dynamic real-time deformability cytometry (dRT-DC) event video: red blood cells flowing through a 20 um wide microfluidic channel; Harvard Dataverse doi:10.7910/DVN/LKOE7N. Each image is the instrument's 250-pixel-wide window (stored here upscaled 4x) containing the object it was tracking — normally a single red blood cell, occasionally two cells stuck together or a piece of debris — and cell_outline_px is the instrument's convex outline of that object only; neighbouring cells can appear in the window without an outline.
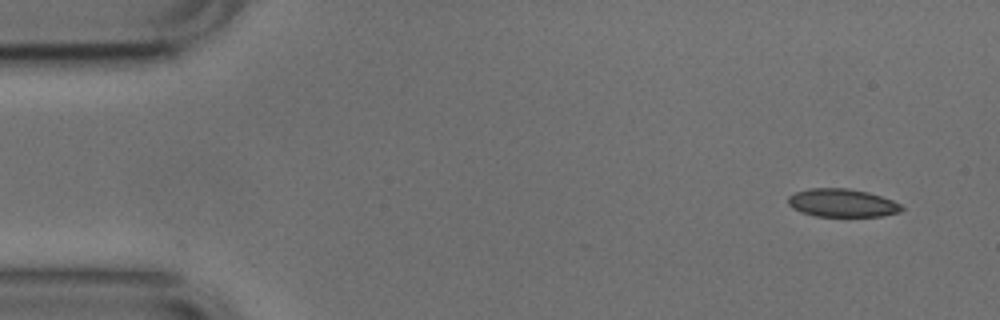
{"species": "common noctule bat (a hibernating species)", "species_latin": "Nyctalus noctula", "temperature_condition": "cold", "stored_images_in_passage": 50, "camera_frame_rate_fps": 3000, "um_per_image_px": 0.085, "animal": {"sex": "male", "body_mass_g": 17.9, "forearm_length_mm": 54.2}, "frame": {"image": 1, "passage_image": 1, "time_ms": 0.0, "image_size_px": [1000, 320], "cell_outline_px": [[904, 208], [900, 212], [884, 216], [816, 216], [800, 212], [792, 208], [788, 204], [788, 196], [796, 192], [808, 188], [848, 188], [868, 192], [892, 200], [900, 204]], "centroid_in_image_um": [71.57, 17.25], "position_along_channel_um": 13.4, "area_um2": 18.67}}
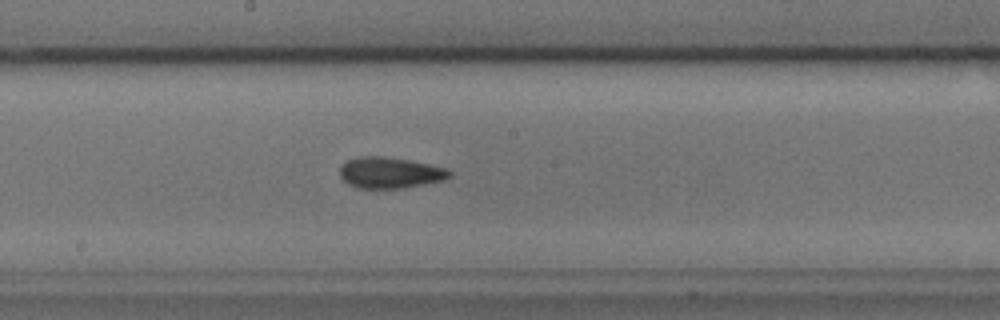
{"frame": {"image": 2, "passage_image": 25, "time_ms": 8.0, "image_size_px": [1000, 320], "cell_outline_px": [[452, 176], [444, 180], [404, 188], [356, 188], [348, 184], [340, 176], [340, 168], [348, 160], [360, 156], [384, 156], [408, 160], [448, 168], [452, 172]], "centroid_in_image_um": [33.17, 14.68], "position_along_channel_um": 215.0, "area_um2": 19.88}}
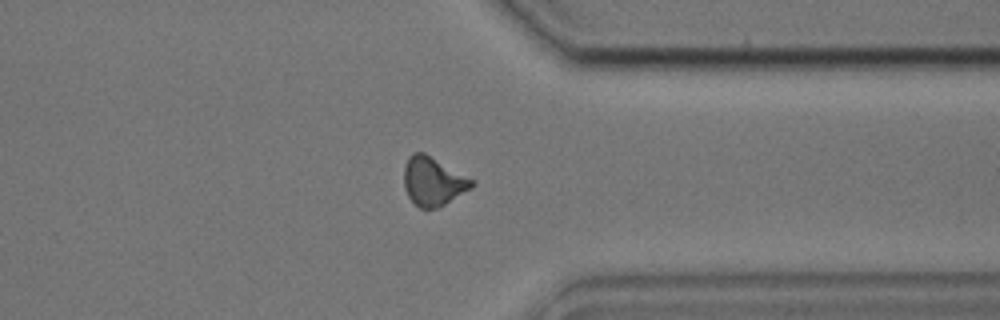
{"frame": {"image": 3, "passage_image": 38, "time_ms": 12.333, "image_size_px": [1000, 320], "cell_outline_px": [[476, 184], [472, 188], [444, 204], [436, 208], [420, 208], [408, 196], [404, 188], [404, 168], [408, 156], [412, 152], [424, 152], [476, 180]], "centroid_in_image_um": [36.83, 15.39], "position_along_channel_um": 374.6, "area_um2": 19.36}, "authors_computed_cell_mechanics": {"area_um2": 18.9295, "velocity_mm_per_s": 3.783, "shape_relaxation_time_tau1_ms": 3.2613, "shape_relaxation_time_tau2_ms": 2.6697, "deformation_change_tau1": 0.0874, "deformation_change_tau2": 0.1019}}